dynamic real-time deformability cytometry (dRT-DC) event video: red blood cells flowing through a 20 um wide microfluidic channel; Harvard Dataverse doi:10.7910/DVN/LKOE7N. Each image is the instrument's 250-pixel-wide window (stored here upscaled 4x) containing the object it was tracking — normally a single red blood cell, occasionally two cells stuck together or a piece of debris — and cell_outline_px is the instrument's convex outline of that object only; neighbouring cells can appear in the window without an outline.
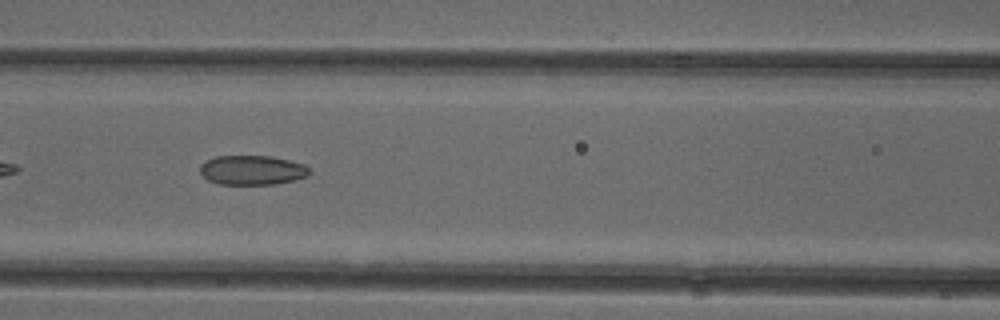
{"species": "common noctule bat (a hibernating species)", "species_latin": "Nyctalus noctula", "temperature_condition": "cold", "stored_images_in_passage": 37, "camera_frame_rate_fps": 3000, "um_per_image_px": 0.085, "animal": {"sex": "female"}, "frame": {"image": 1, "passage_image": 8, "time_ms": 2.333, "image_size_px": [1000, 320], "cell_outline_px": [[312, 172], [308, 176], [276, 184], [220, 184], [208, 180], [200, 172], [200, 164], [216, 156], [272, 156], [304, 164], [312, 168]], "centroid_in_image_um": [21.47, 14.46], "position_along_channel_um": 145.1, "area_um2": 18.84}}
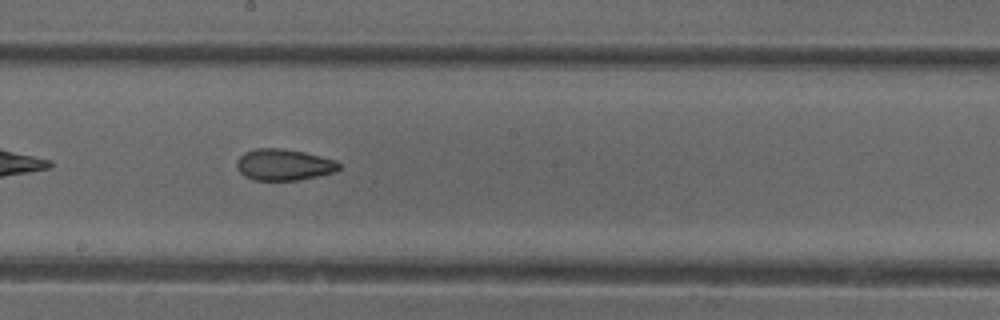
{"frame": {"image": 2, "passage_image": 14, "time_ms": 4.333, "image_size_px": [1000, 320], "cell_outline_px": [[340, 168], [336, 172], [300, 180], [256, 180], [244, 176], [236, 168], [236, 160], [244, 152], [256, 148], [284, 148], [304, 152], [336, 160], [340, 164]], "centroid_in_image_um": [24.12, 14.0], "position_along_channel_um": 224.1, "area_um2": 18.9}}
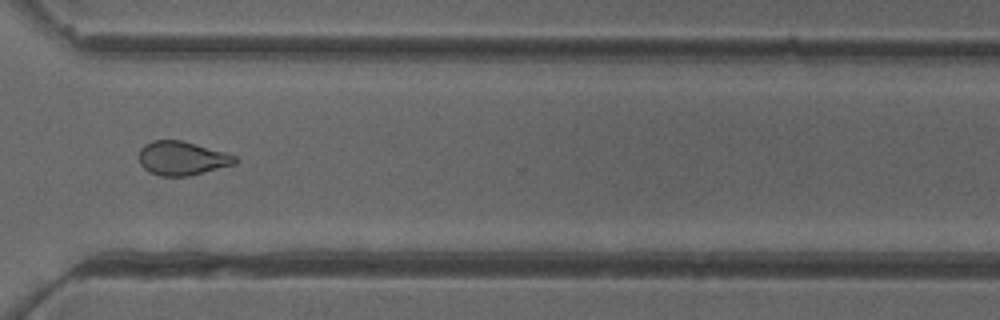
{"frame": {"image": 3, "passage_image": 24, "time_ms": 7.667, "image_size_px": [1000, 320], "cell_outline_px": [[236, 164], [188, 176], [160, 176], [148, 172], [140, 164], [140, 148], [144, 144], [152, 140], [180, 140], [196, 144], [224, 152], [236, 156]], "centroid_in_image_um": [15.45, 13.45], "position_along_channel_um": 355.2, "area_um2": 18.9}, "authors_computed_cell_mechanics": {"area_um2": 19.3052, "velocity_mm_per_s": 3.946, "shape_relaxation_time_tau1_ms": null, "shape_relaxation_time_tau2_ms": 2.8638, "deformation_change_tau1": null, "deformation_change_tau2": 0.0955}}